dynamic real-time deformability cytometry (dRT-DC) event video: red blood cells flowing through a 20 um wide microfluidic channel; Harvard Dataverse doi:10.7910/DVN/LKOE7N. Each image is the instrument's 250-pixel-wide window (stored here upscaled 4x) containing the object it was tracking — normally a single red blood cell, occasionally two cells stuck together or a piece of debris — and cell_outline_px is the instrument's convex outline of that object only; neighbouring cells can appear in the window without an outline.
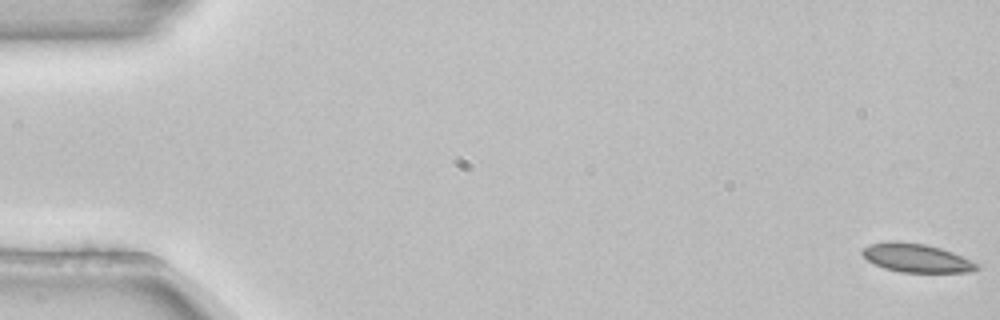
{"species": "common noctule bat (a hibernating species)", "species_latin": "Nyctalus noctula", "temperature_condition": "room temperature", "stored_images_in_passage": 54, "camera_frame_rate_fps": 3000, "um_per_image_px": 0.085, "animal": {"sex": "female", "body_mass_g": 22.7, "forearm_length_mm": 54.2}, "frame": {"image": 1, "passage_image": 1, "time_ms": 0.0, "image_size_px": [1000, 320], "cell_outline_px": [[980, 268], [972, 272], [900, 272], [884, 268], [868, 260], [860, 252], [868, 244], [888, 240], [896, 240], [924, 244], [940, 248], [952, 252], [980, 264]], "centroid_in_image_um": [77.89, 21.92], "position_along_channel_um": 7.1, "area_um2": 19.19}}
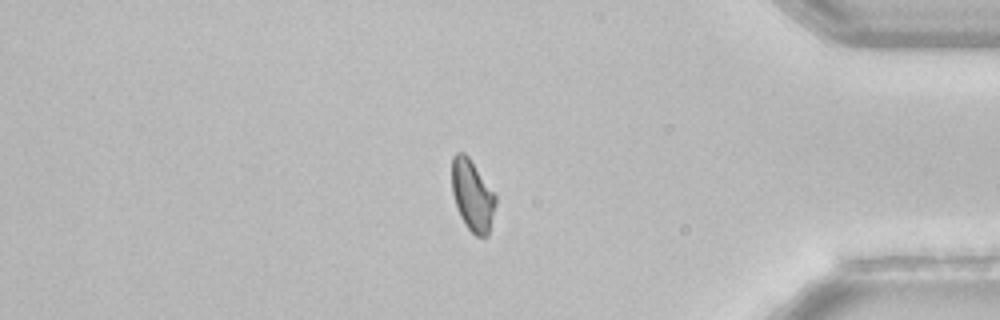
{"frame": {"image": 2, "passage_image": 46, "time_ms": 15.0, "image_size_px": [1000, 320], "cell_outline_px": [[496, 204], [488, 236], [476, 236], [468, 228], [460, 216], [456, 208], [452, 192], [452, 156], [456, 152], [464, 152], [468, 156], [496, 192]], "centroid_in_image_um": [40.16, 16.58], "position_along_channel_um": 395.0, "area_um2": 18.44}}
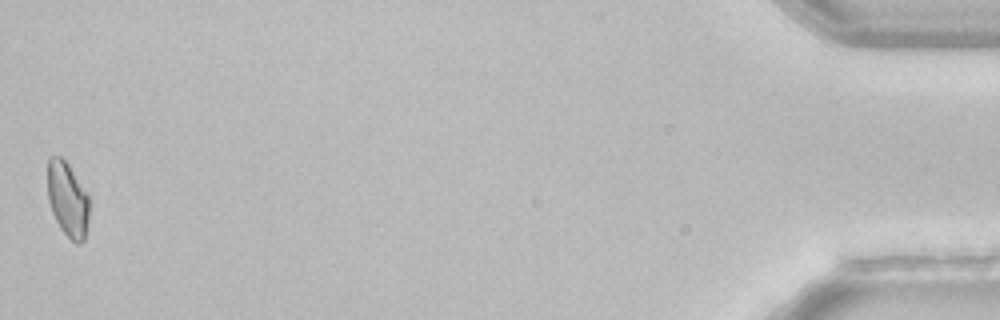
{"frame": {"image": 3, "passage_image": 54, "time_ms": 17.667, "image_size_px": [1000, 320], "cell_outline_px": [[88, 220], [84, 240], [80, 244], [76, 244], [60, 228], [52, 212], [48, 200], [48, 160], [52, 156], [60, 156], [68, 164], [88, 196]], "centroid_in_image_um": [5.74, 16.97], "position_along_channel_um": 429.5, "area_um2": 17.8}}